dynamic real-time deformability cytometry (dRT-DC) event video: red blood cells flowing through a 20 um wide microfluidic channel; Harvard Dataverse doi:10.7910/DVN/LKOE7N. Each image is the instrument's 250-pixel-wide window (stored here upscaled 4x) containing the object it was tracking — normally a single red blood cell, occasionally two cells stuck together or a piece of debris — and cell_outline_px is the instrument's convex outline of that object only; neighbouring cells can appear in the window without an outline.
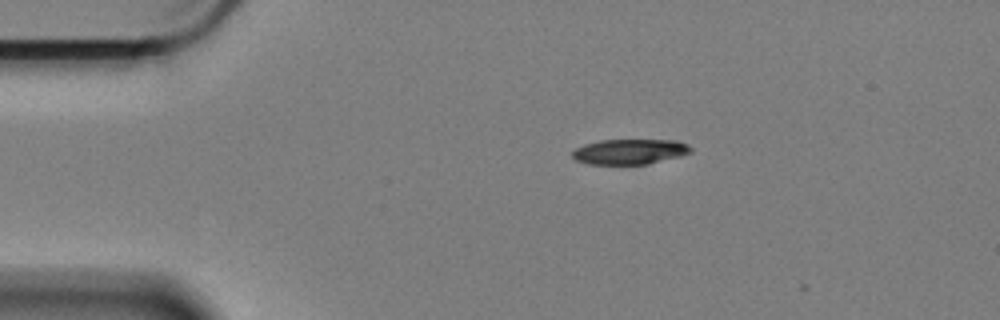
{"species": "Egyptian fruit bat (a non-hibernating species)", "species_latin": "Rousettus aegyptiacus", "temperature_condition": "cold", "stored_images_in_passage": 11, "camera_frame_rate_fps": 3000, "um_per_image_px": 0.085, "animal": {"sex": "female"}, "frame": {"image": 1, "passage_image": 1, "time_ms": 0.0, "image_size_px": [1000, 320], "cell_outline_px": [[692, 152], [680, 156], [648, 164], [588, 164], [576, 160], [572, 156], [572, 152], [576, 148], [584, 144], [600, 140], [676, 140], [688, 144], [692, 148]], "centroid_in_image_um": [53.54, 12.89], "position_along_channel_um": 31.5, "area_um2": 17.46}}
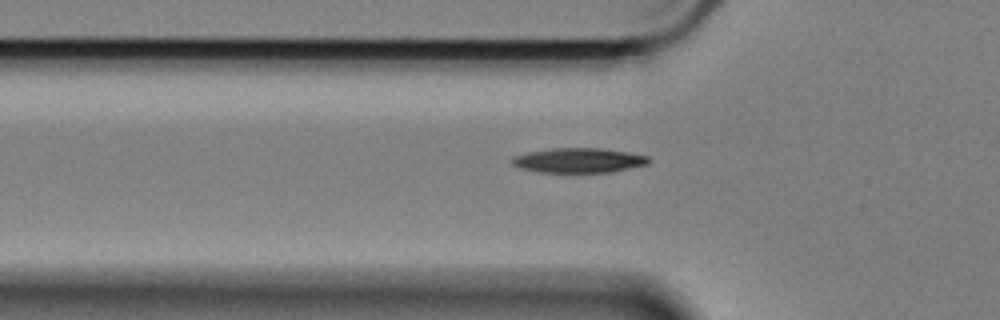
{"frame": {"image": 2, "passage_image": 9, "time_ms": 2.667, "image_size_px": [1000, 320], "cell_outline_px": [[652, 160], [648, 164], [612, 172], [536, 172], [520, 168], [512, 164], [512, 156], [528, 152], [552, 148], [600, 148], [648, 156]], "centroid_in_image_um": [49.17, 13.63], "position_along_channel_um": 76.6, "area_um2": 19.65}}